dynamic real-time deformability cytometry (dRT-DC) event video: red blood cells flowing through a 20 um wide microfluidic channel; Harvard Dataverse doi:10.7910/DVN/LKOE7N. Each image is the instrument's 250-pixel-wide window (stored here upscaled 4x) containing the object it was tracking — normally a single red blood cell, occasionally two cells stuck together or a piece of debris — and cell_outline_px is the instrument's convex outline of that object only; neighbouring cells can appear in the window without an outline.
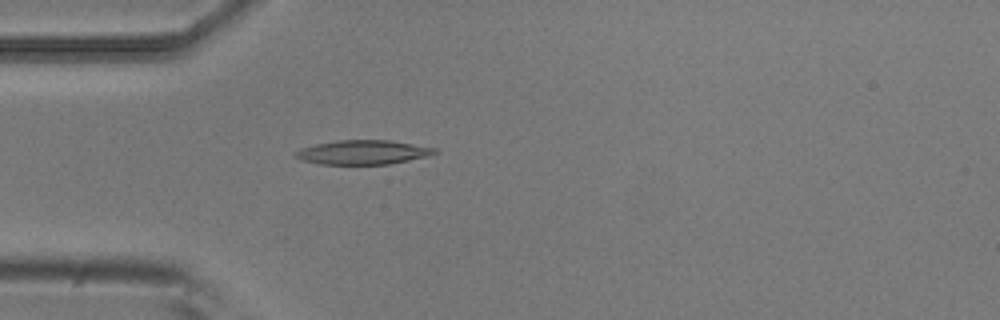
{"species": "common noctule bat (a hibernating species)", "species_latin": "Nyctalus noctula", "temperature_condition": "room temperature", "stored_images_in_passage": 5, "camera_frame_rate_fps": 3000, "um_per_image_px": 0.085, "animal": {"sex": "male", "body_mass_g": 20.5, "forearm_length_mm": 52.5}, "frame": {"image": 1, "passage_image": 5, "time_ms": 1.333, "image_size_px": [1000, 320], "cell_outline_px": [[440, 152], [428, 156], [388, 164], [320, 164], [300, 160], [292, 152], [316, 144], [336, 140], [388, 140], [436, 148]], "centroid_in_image_um": [30.85, 12.94], "position_along_channel_um": 54.2, "area_um2": 19.54}}